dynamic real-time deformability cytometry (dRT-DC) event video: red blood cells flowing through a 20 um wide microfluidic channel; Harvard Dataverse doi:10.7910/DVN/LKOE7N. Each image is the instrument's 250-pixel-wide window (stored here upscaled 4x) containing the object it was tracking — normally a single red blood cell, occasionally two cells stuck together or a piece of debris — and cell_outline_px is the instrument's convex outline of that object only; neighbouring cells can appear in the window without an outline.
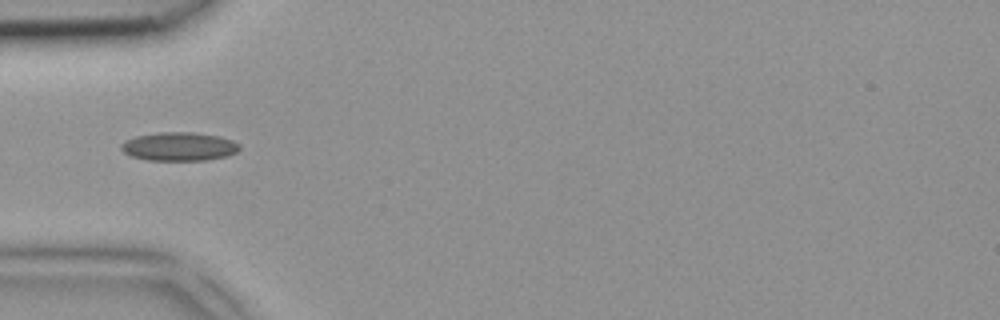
{"species": "common noctule bat (a hibernating species)", "species_latin": "Nyctalus noctula", "temperature_condition": "room temperature", "stored_images_in_passage": 6, "camera_frame_rate_fps": 3000, "um_per_image_px": 0.085, "animal": {"sex": "female", "body_mass_g": 18.4}, "frame": {"image": 1, "passage_image": 3, "time_ms": 0.667, "image_size_px": [1000, 320], "cell_outline_px": [[240, 148], [236, 152], [228, 156], [204, 160], [148, 160], [132, 156], [124, 152], [120, 148], [120, 144], [124, 140], [136, 136], [160, 132], [196, 132], [220, 136], [232, 140], [240, 144]], "centroid_in_image_um": [15.23, 12.44], "position_along_channel_um": 69.8, "area_um2": 19.83}}
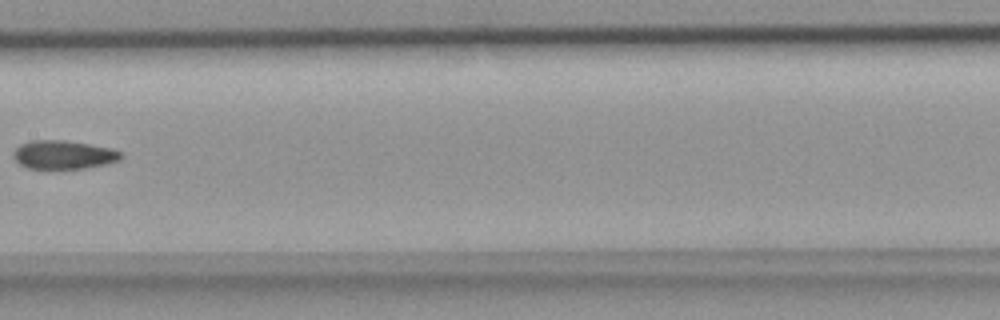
{"frame": {"image": 2, "passage_image": 6, "time_ms": 1.667, "image_size_px": [1000, 320], "cell_outline_px": [[124, 156], [120, 160], [108, 164], [84, 168], [28, 168], [20, 164], [12, 156], [12, 152], [20, 144], [32, 140], [64, 140], [112, 148], [124, 152]], "centroid_in_image_um": [5.44, 13.14], "position_along_channel_um": 202.0, "area_um2": 18.03}}